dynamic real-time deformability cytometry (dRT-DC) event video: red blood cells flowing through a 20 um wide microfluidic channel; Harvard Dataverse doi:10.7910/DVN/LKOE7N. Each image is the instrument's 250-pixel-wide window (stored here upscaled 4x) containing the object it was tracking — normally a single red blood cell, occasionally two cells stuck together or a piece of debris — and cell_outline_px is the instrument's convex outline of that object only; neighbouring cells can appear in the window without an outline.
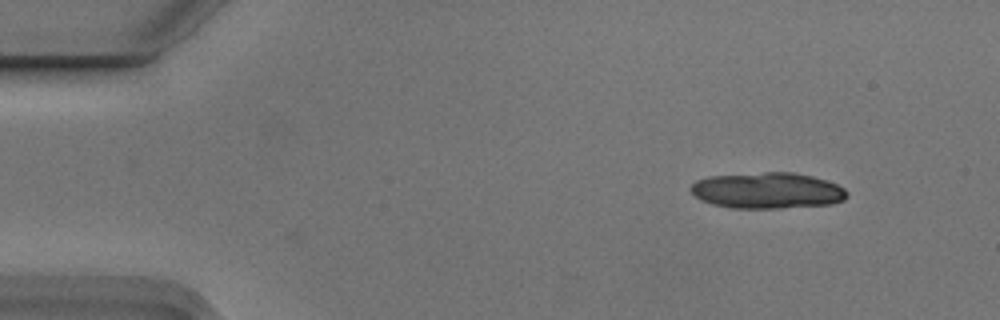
{"species": "Egyptian fruit bat (a non-hibernating species)", "species_latin": "Rousettus aegyptiacus", "temperature_condition": "cold", "stored_images_in_passage": 5, "camera_frame_rate_fps": 3000, "um_per_image_px": 0.085, "animal": {"sex": "male"}, "frame": {"image": 1, "passage_image": 1, "time_ms": 0.0, "image_size_px": [1000, 320], "cell_outline_px": [[848, 196], [844, 200], [832, 204], [780, 208], [732, 208], [712, 204], [700, 200], [688, 188], [696, 180], [708, 176], [764, 172], [792, 172], [812, 176], [828, 180], [844, 188], [848, 192]], "centroid_in_image_um": [65.23, 16.19], "position_along_channel_um": 19.8, "area_um2": 33.12}}